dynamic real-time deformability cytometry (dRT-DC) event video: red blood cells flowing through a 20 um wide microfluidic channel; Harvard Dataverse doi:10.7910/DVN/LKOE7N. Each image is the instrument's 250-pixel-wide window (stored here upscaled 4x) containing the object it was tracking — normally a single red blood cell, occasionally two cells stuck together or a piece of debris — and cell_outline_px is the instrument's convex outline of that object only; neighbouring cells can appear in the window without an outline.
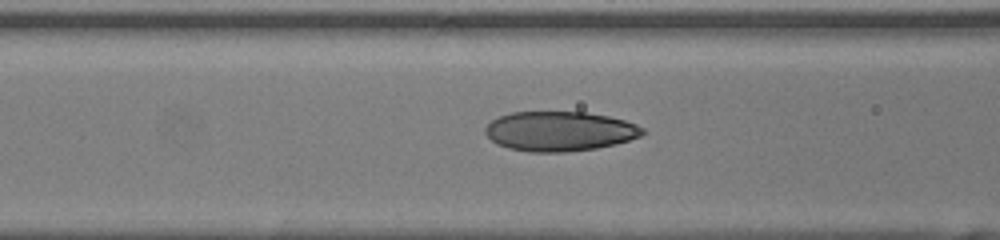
{"species": "human", "species_latin": "Homo sapiens", "temperature_condition": "room temperature", "stored_images_in_passage": 15, "camera_frame_rate_fps": 3000, "um_per_image_px": 0.085, "donor": {"sex": "female"}, "frame": {"image": 1, "passage_image": 13, "time_ms": 4.0, "image_size_px": [1000, 240], "cell_outline_px": [[644, 132], [640, 136], [616, 144], [596, 148], [568, 152], [528, 152], [508, 148], [496, 144], [484, 132], [484, 128], [492, 120], [500, 116], [512, 112], [584, 112], [608, 116], [624, 120], [636, 124], [644, 128]], "centroid_in_image_um": [47.55, 11.16], "position_along_channel_um": 119.0, "area_um2": 36.41}}